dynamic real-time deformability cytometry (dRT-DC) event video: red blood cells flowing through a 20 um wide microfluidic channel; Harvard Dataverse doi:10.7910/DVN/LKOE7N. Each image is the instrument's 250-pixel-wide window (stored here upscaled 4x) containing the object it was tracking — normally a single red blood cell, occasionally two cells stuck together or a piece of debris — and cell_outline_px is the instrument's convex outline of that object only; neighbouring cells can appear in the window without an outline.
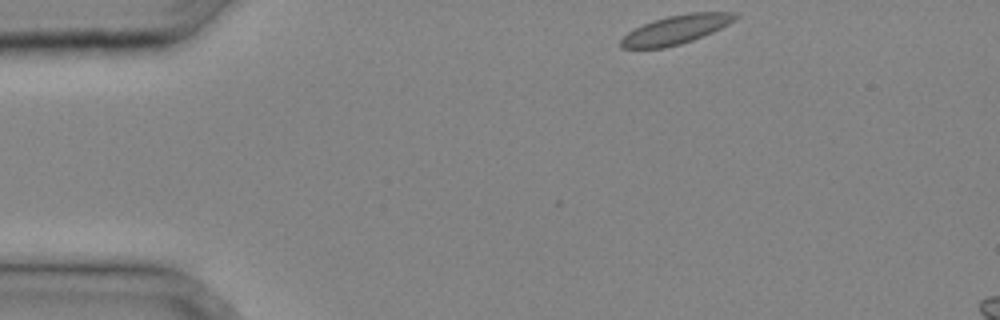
{"species": "common noctule bat (a hibernating species)", "species_latin": "Nyctalus noctula", "temperature_condition": "cold", "stored_images_in_passage": 6, "camera_frame_rate_fps": 3000, "um_per_image_px": 0.085, "animal": {"sex": "male", "body_mass_g": 20.4}, "frame": {"image": 1, "passage_image": 1, "time_ms": 0.0, "image_size_px": [1000, 320], "cell_outline_px": [[740, 16], [728, 24], [712, 32], [692, 40], [680, 44], [664, 48], [620, 48], [620, 40], [628, 32], [652, 20], [668, 16], [688, 12], [736, 12]], "centroid_in_image_um": [57.46, 2.51], "position_along_channel_um": 27.5, "area_um2": 19.13}}